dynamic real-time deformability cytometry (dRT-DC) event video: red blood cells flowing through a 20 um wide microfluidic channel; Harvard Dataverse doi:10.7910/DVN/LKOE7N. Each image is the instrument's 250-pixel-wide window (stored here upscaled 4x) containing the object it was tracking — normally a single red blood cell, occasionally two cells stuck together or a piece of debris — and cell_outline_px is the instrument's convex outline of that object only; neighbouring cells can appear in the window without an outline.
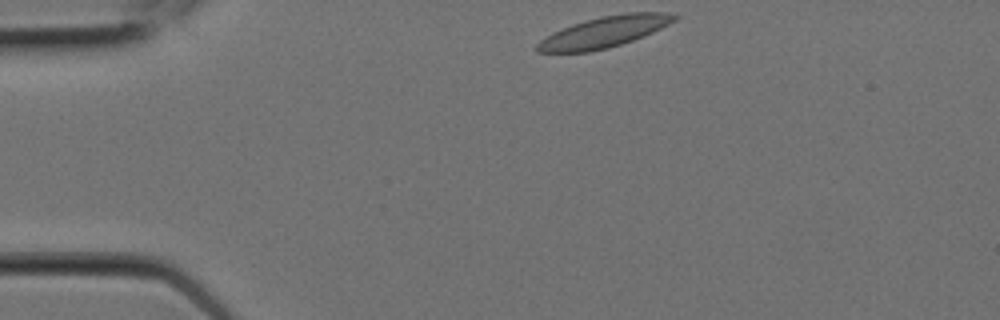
{"species": "Egyptian fruit bat (a non-hibernating species)", "species_latin": "Rousettus aegyptiacus", "temperature_condition": "room temperature", "stored_images_in_passage": 4, "camera_frame_rate_fps": 3000, "um_per_image_px": 0.085, "animal": {"sex": "female"}, "frame": {"image": 1, "passage_image": 1, "time_ms": 0.0, "image_size_px": [1000, 320], "cell_outline_px": [[680, 16], [676, 20], [644, 36], [608, 48], [588, 52], [536, 52], [536, 44], [540, 40], [552, 32], [572, 24], [600, 16], [624, 12], [668, 12]], "centroid_in_image_um": [51.35, 2.7], "position_along_channel_um": 33.6, "area_um2": 24.8}}